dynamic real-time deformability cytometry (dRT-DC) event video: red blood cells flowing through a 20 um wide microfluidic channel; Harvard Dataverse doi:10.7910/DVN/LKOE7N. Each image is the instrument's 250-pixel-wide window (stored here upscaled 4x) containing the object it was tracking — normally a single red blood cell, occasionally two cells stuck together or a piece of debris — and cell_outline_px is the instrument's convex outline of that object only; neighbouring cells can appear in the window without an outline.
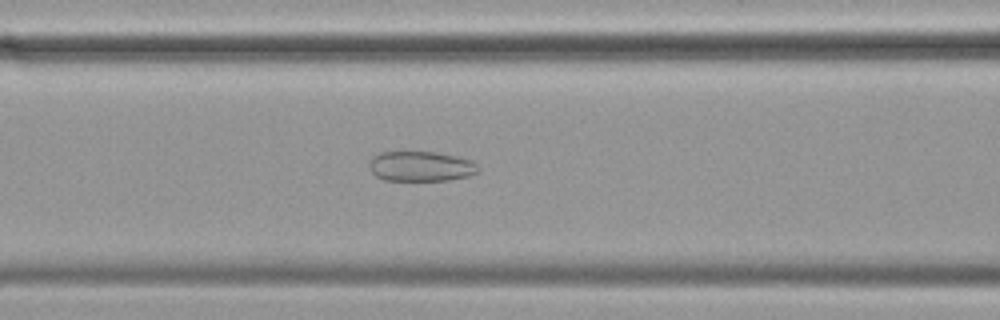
{"species": "common noctule bat (a hibernating species)", "species_latin": "Nyctalus noctula", "temperature_condition": "cold", "stored_images_in_passage": 46, "camera_frame_rate_fps": 3000, "um_per_image_px": 0.085, "animal": {"sex": "female", "body_mass_g": 19.9}, "frame": {"image": 1, "passage_image": 19, "time_ms": 6.0, "image_size_px": [1000, 320], "cell_outline_px": [[480, 168], [476, 172], [468, 176], [448, 180], [384, 180], [376, 176], [368, 168], [368, 164], [372, 156], [380, 152], [436, 152], [456, 156], [472, 160]], "centroid_in_image_um": [35.74, 14.13], "position_along_channel_um": 130.9, "area_um2": 19.13}}
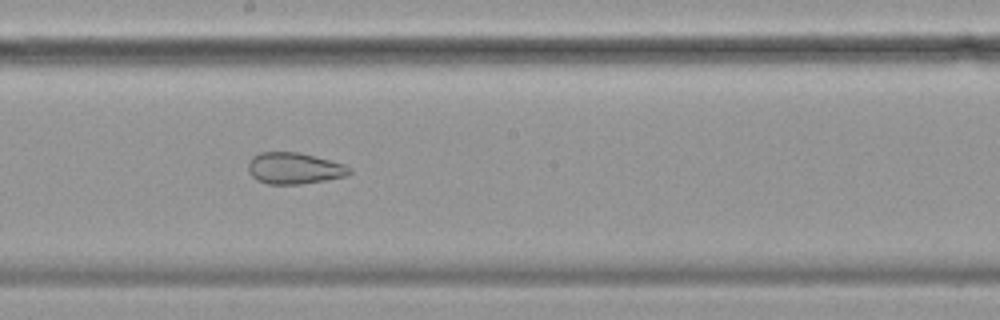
{"frame": {"image": 2, "passage_image": 27, "time_ms": 8.667, "image_size_px": [1000, 320], "cell_outline_px": [[352, 172], [348, 176], [300, 184], [268, 184], [256, 180], [248, 172], [248, 164], [252, 156], [260, 152], [296, 152], [344, 164], [352, 168]], "centroid_in_image_um": [25.0, 14.31], "position_along_channel_um": 223.2, "area_um2": 18.5}}
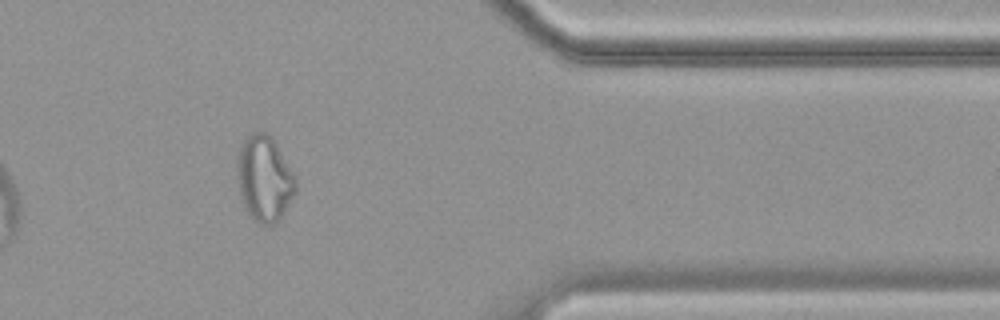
{"frame": {"image": 3, "passage_image": 43, "time_ms": 14.0, "image_size_px": [1000, 320], "cell_outline_px": [[296, 192], [276, 224], [260, 224], [252, 220], [248, 216], [244, 208], [240, 196], [236, 176], [236, 156], [244, 140], [252, 132], [264, 132], [272, 136], [296, 176]], "centroid_in_image_um": [22.45, 15.19], "position_along_channel_um": 389.0, "area_um2": 29.77}, "authors_computed_cell_mechanics": {"area_um2": 23.7269, "velocity_mm_per_s": 3.4849, "shape_relaxation_time_tau1_ms": null, "shape_relaxation_time_tau2_ms": 1.861, "deformation_change_tau1": null, "deformation_change_tau2": 0.0824}}